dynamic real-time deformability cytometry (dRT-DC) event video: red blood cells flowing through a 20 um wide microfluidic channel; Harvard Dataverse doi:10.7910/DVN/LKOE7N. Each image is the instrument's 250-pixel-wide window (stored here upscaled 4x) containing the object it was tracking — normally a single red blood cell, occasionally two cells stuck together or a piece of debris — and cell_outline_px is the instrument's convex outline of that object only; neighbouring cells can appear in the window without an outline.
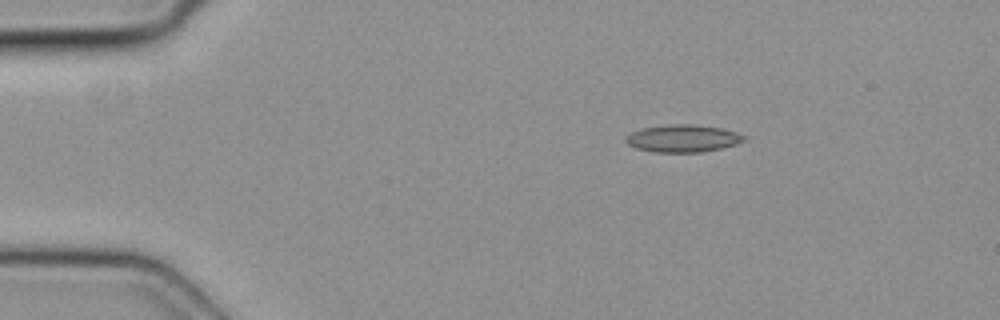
{"species": "common noctule bat (a hibernating species)", "species_latin": "Nyctalus noctula", "temperature_condition": "cold", "stored_images_in_passage": 4, "camera_frame_rate_fps": 3000, "um_per_image_px": 0.085, "animal": {"sex": "female", "body_mass_g": 19.3, "forearm_length_mm": 54.1}, "frame": {"image": 1, "passage_image": 1, "time_ms": 0.0, "image_size_px": [1000, 320], "cell_outline_px": [[744, 140], [736, 144], [720, 148], [700, 152], [656, 152], [636, 148], [628, 144], [624, 140], [624, 136], [640, 128], [672, 124], [692, 124], [720, 128], [736, 132], [744, 136]], "centroid_in_image_um": [57.98, 11.76], "position_along_channel_um": 27.0, "area_um2": 18.73}}
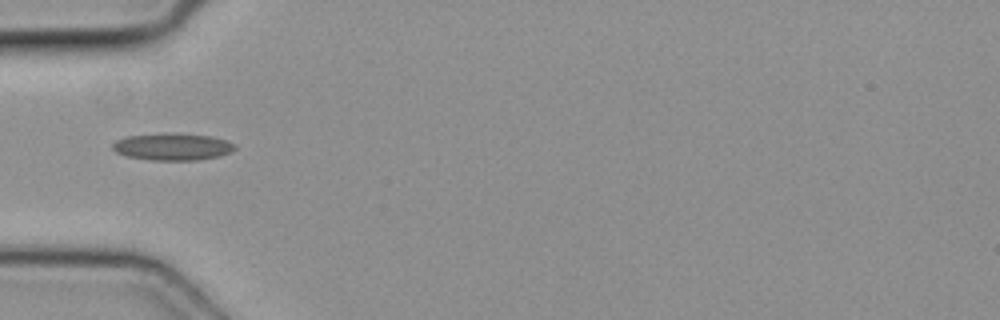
{"frame": {"image": 2, "passage_image": 3, "time_ms": 0.667, "image_size_px": [1000, 320], "cell_outline_px": [[236, 148], [228, 152], [216, 156], [196, 160], [152, 160], [128, 156], [116, 152], [112, 148], [112, 144], [116, 140], [128, 136], [212, 136], [228, 140], [236, 144]], "centroid_in_image_um": [14.68, 12.52], "position_along_channel_um": 70.3, "area_um2": 18.03}}
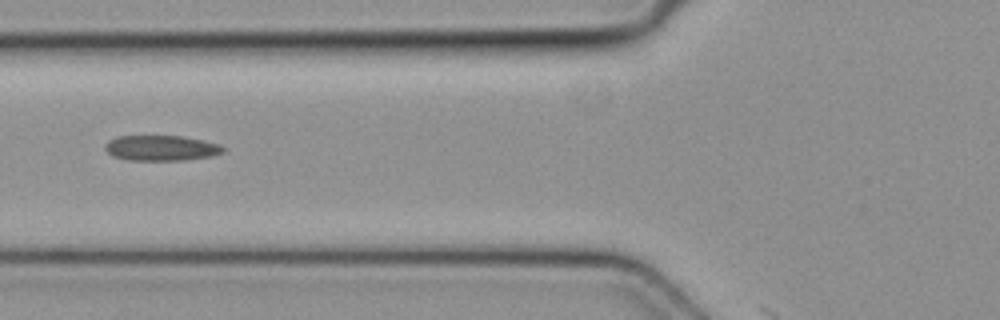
{"frame": {"image": 3, "passage_image": 4, "time_ms": 1.0, "image_size_px": [1000, 320], "cell_outline_px": [[224, 152], [212, 156], [184, 160], [128, 160], [112, 156], [104, 148], [104, 144], [108, 140], [116, 136], [180, 136], [220, 144], [224, 148]], "centroid_in_image_um": [13.66, 12.58], "position_along_channel_um": 112.1, "area_um2": 17.46}}